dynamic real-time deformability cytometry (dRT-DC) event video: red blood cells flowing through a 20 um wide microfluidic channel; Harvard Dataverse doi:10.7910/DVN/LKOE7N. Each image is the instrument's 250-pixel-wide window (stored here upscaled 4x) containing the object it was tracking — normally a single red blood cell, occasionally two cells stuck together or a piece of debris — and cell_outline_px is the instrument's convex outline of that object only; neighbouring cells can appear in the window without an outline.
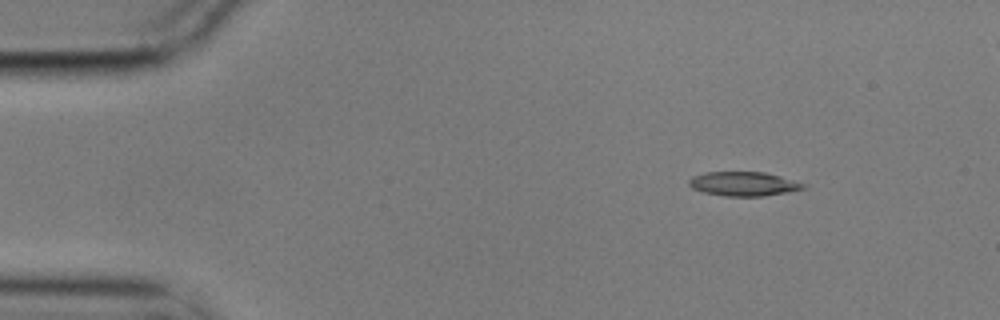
{"species": "common noctule bat (a hibernating species)", "species_latin": "Nyctalus noctula", "temperature_condition": "cold", "stored_images_in_passage": 14, "segment_of_instrument_passage": [1, 2], "camera_frame_rate_fps": 3000, "um_per_image_px": 0.085, "animal": {"sex": "male", "body_mass_g": 17.9}, "frame": {"image": 1, "passage_image": 1, "time_ms": 0.0, "image_size_px": [1000, 320], "cell_outline_px": [[808, 184], [804, 188], [788, 192], [764, 196], [724, 196], [704, 192], [692, 188], [688, 184], [688, 180], [692, 176], [704, 172], [764, 172], [780, 176]], "centroid_in_image_um": [63.2, 15.62], "position_along_channel_um": 21.8, "area_um2": 16.18}}
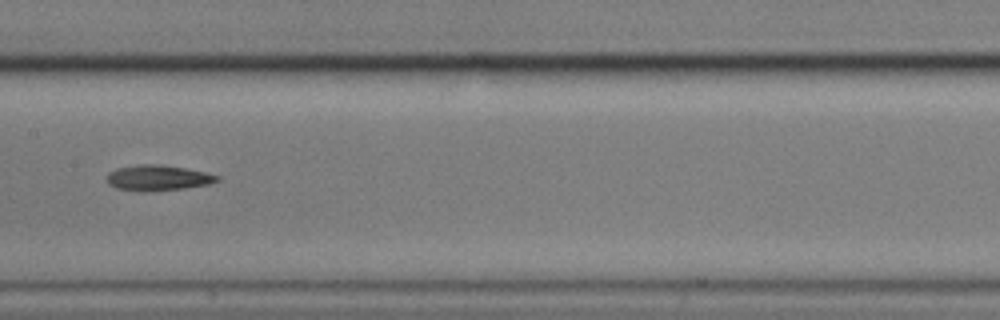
{"frame": {"image": 2, "passage_image": 6, "time_ms": 1.667, "image_size_px": [1000, 320], "cell_outline_px": [[220, 180], [208, 184], [184, 188], [144, 192], [136, 192], [116, 188], [108, 184], [108, 172], [116, 168], [140, 164], [160, 164], [184, 168], [204, 172], [220, 176]], "centroid_in_image_um": [13.39, 15.12], "position_along_channel_um": 194.0, "area_um2": 16.47}}
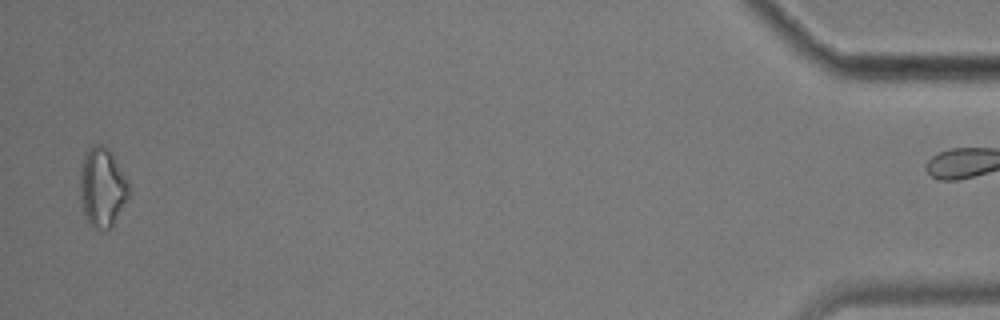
{"frame": {"image": 3, "passage_image": 13, "time_ms": 4.0, "image_size_px": [1000, 320], "cell_outline_px": [[132, 196], [112, 228], [92, 228], [84, 212], [80, 200], [80, 172], [84, 152], [92, 144], [104, 144], [112, 152], [128, 180], [132, 188]], "centroid_in_image_um": [8.75, 15.91], "position_along_channel_um": 426.4, "area_um2": 23.47}}